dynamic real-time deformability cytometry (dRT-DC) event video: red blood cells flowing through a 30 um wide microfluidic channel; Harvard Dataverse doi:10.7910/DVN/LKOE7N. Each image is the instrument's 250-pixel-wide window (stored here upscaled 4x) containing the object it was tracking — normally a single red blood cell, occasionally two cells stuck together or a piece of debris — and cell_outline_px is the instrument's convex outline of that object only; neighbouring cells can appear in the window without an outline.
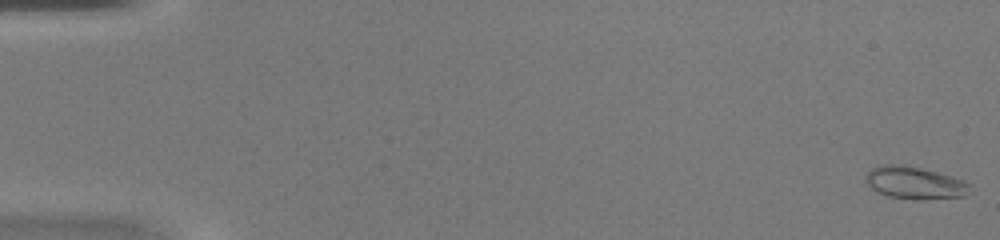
{"species": "common noctule bat (a hibernating species)", "species_latin": "Nyctalus noctula", "temperature_condition": "warm", "stored_images_in_passage": 50, "camera_frame_rate_fps": 3000, "um_per_image_px": 0.085, "animal": {"sex": "female", "body_mass_g": 20.0, "forearm_length_mm": 54.0}, "frame": {"image": 1, "passage_image": 1, "time_ms": 0.0, "image_size_px": [1000, 240], "cell_outline_px": [[968, 184], [964, 196], [888, 196], [872, 188], [864, 180], [864, 176], [872, 168], [880, 164], [904, 164], [952, 176], [964, 180]], "centroid_in_image_um": [77.63, 15.45], "position_along_channel_um": 7.4, "area_um2": 18.32}}
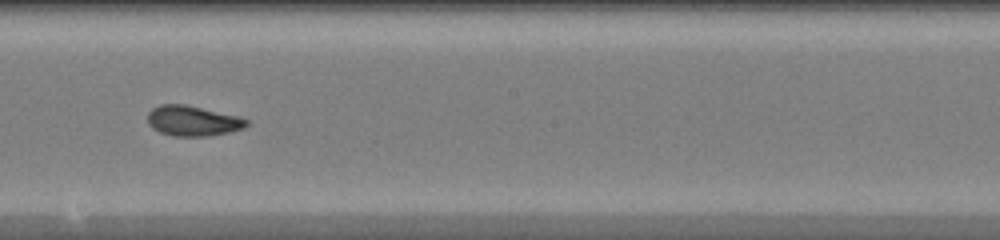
{"frame": {"image": 2, "passage_image": 29, "time_ms": 9.333, "image_size_px": [1000, 240], "cell_outline_px": [[248, 124], [244, 128], [228, 132], [208, 136], [172, 136], [160, 132], [152, 128], [148, 124], [148, 112], [152, 108], [160, 104], [184, 104], [240, 116], [248, 120]], "centroid_in_image_um": [16.37, 10.27], "position_along_channel_um": 231.8, "area_um2": 17.51}}
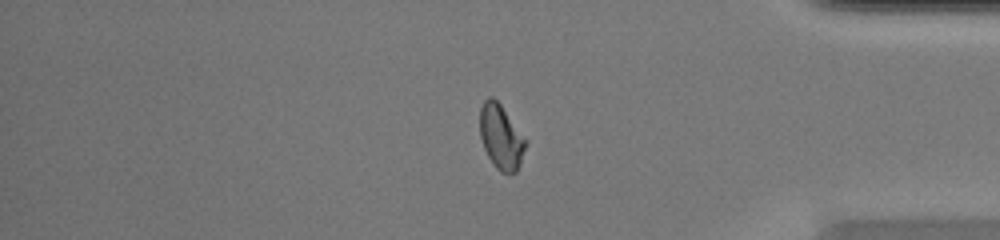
{"frame": {"image": 3, "passage_image": 42, "time_ms": 13.667, "image_size_px": [1000, 240], "cell_outline_px": [[528, 140], [520, 164], [516, 172], [500, 172], [496, 168], [488, 156], [484, 148], [480, 136], [480, 108], [484, 100], [488, 96], [492, 96], [500, 104]], "centroid_in_image_um": [42.59, 11.62], "position_along_channel_um": 392.6, "area_um2": 17.22}, "authors_computed_cell_mechanics": {"area_um2": 17.5134, "velocity_mm_per_s": 4.2145, "shape_relaxation_time_tau1_ms": 4.3852, "shape_relaxation_time_tau2_ms": 1.0775, "deformation_change_tau1": 0.1532, "deformation_change_tau2": 0.0574}}